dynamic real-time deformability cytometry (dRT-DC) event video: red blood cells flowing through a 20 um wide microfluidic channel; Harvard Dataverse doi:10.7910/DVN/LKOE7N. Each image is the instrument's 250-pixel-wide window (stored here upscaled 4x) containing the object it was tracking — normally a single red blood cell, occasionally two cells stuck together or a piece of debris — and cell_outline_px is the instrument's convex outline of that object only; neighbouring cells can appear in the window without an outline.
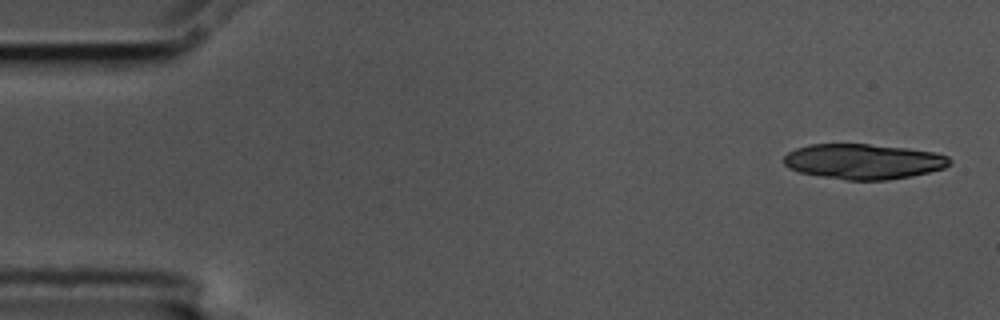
{"species": "common noctule bat (a hibernating species)", "species_latin": "Nyctalus noctula", "temperature_condition": "cold", "stored_images_in_passage": 4, "camera_frame_rate_fps": 3000, "um_per_image_px": 0.085, "animal": {"sex": "male", "body_mass_g": 17.5, "forearm_length_mm": 52.3}, "frame": {"image": 1, "passage_image": 1, "time_ms": 0.0, "image_size_px": [1000, 320], "cell_outline_px": [[952, 164], [944, 168], [912, 176], [884, 180], [844, 180], [820, 176], [800, 172], [788, 168], [784, 164], [784, 156], [788, 152], [796, 148], [808, 144], [868, 144], [908, 148], [936, 152], [948, 156], [952, 160]], "centroid_in_image_um": [73.41, 13.72], "position_along_channel_um": 11.6, "area_um2": 34.28}}